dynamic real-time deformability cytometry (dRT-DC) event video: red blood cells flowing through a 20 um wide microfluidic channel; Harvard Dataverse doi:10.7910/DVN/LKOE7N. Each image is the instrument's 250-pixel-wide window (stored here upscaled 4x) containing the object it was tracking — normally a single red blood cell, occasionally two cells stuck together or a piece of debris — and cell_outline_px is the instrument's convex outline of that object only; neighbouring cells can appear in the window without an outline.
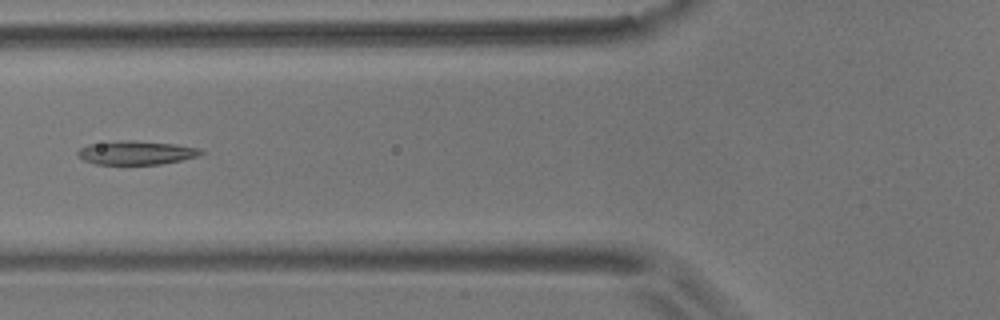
{"species": "common noctule bat (a hibernating species)", "species_latin": "Nyctalus noctula", "temperature_condition": "room temperature", "stored_images_in_passage": 5, "camera_frame_rate_fps": 3000, "um_per_image_px": 0.085, "animal": {"sex": "male", "body_mass_g": 17.9}, "frame": {"image": 1, "passage_image": 5, "time_ms": 1.333, "image_size_px": [1000, 320], "cell_outline_px": [[204, 152], [196, 156], [180, 160], [160, 164], [96, 164], [84, 160], [76, 156], [76, 152], [80, 148], [88, 144], [124, 140], [132, 140], [176, 144], [196, 148]], "centroid_in_image_um": [11.5, 12.98], "position_along_channel_um": 114.3, "area_um2": 16.88}}